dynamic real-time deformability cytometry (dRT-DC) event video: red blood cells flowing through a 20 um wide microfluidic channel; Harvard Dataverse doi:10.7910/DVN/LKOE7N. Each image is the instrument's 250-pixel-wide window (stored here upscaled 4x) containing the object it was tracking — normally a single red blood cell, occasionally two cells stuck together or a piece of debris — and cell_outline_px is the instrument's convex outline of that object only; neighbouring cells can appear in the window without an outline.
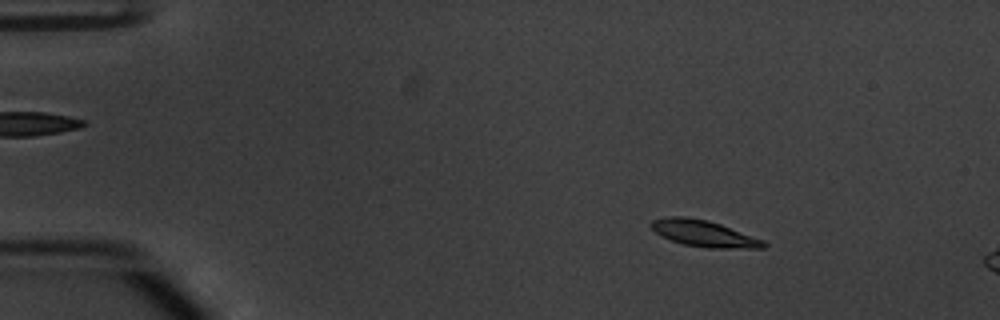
{"species": "common noctule bat (a hibernating species)", "species_latin": "Nyctalus noctula", "temperature_condition": "warm", "stored_images_in_passage": 14, "camera_frame_rate_fps": 3000, "um_per_image_px": 0.085, "animal": {"sex": "male", "body_mass_g": 20.1, "forearm_length_mm": 53.5}, "frame": {"image": 1, "passage_image": 8, "time_ms": 2.333, "image_size_px": [1000, 320], "cell_outline_px": [[768, 244], [764, 248], [708, 248], [684, 244], [660, 236], [648, 224], [652, 220], [668, 216], [688, 216], [708, 220], [720, 224], [764, 240]], "centroid_in_image_um": [59.81, 19.84], "position_along_channel_um": 25.2, "area_um2": 17.34}}